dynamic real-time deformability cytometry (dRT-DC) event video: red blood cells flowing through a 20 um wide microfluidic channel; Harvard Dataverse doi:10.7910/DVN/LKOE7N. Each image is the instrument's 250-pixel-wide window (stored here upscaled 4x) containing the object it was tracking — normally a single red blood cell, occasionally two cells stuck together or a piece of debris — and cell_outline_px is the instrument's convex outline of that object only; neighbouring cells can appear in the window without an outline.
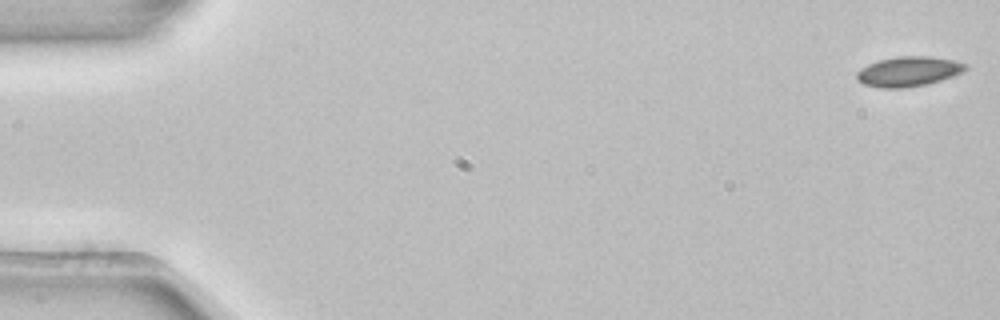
{"species": "common noctule bat (a hibernating species)", "species_latin": "Nyctalus noctula", "temperature_condition": "room temperature", "stored_images_in_passage": 5, "camera_frame_rate_fps": 3000, "um_per_image_px": 0.085, "animal": {"sex": "female", "body_mass_g": 22.7, "forearm_length_mm": 54.2}, "frame": {"image": 1, "passage_image": 1, "time_ms": 0.0, "image_size_px": [1000, 320], "cell_outline_px": [[968, 68], [952, 76], [928, 84], [904, 88], [880, 88], [864, 84], [856, 80], [856, 72], [860, 68], [868, 64], [880, 60], [900, 56], [928, 56], [952, 60], [968, 64]], "centroid_in_image_um": [77.19, 6.08], "position_along_channel_um": 7.8, "area_um2": 18.9}}